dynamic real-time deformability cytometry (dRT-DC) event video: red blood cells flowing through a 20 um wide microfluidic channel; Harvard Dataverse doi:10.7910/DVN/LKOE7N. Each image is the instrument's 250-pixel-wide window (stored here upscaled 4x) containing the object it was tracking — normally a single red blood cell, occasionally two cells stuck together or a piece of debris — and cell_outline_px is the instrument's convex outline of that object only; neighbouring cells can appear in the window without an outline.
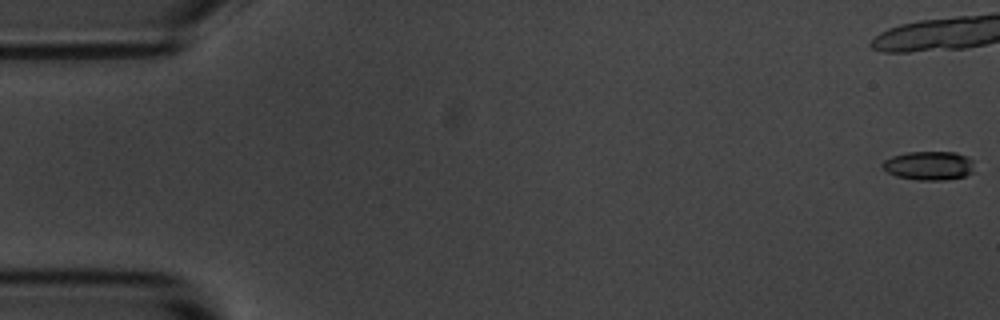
{"species": "common noctule bat (a hibernating species)", "species_latin": "Nyctalus noctula", "temperature_condition": "room temperature", "stored_images_in_passage": 6, "camera_frame_rate_fps": 3000, "um_per_image_px": 0.085, "animal": {"sex": "male", "body_mass_g": 20.1, "forearm_length_mm": 53.5}, "frame": {"image": 1, "passage_image": 1, "time_ms": 0.0, "image_size_px": [1000, 320], "cell_outline_px": [[972, 172], [964, 176], [944, 180], [916, 180], [896, 176], [888, 172], [880, 164], [884, 160], [892, 156], [908, 152], [956, 152], [968, 156], [972, 160]], "centroid_in_image_um": [78.95, 14.07], "position_along_channel_um": 6.1, "area_um2": 15.43}}